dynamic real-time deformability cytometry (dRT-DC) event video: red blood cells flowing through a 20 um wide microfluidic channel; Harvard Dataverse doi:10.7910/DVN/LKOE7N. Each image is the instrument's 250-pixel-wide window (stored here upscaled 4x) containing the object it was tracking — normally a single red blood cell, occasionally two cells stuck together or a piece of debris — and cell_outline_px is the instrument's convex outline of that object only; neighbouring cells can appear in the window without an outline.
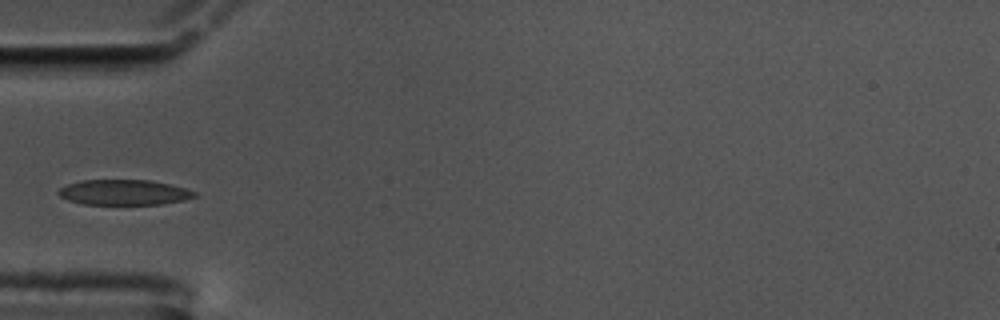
{"species": "common noctule bat (a hibernating species)", "species_latin": "Nyctalus noctula", "temperature_condition": "cold", "stored_images_in_passage": 41, "camera_frame_rate_fps": 3000, "um_per_image_px": 0.085, "animal": {"sex": "male", "body_mass_g": 17.5, "forearm_length_mm": 52.3}, "frame": {"image": 1, "passage_image": 1, "time_ms": 0.0, "image_size_px": [1000, 320], "cell_outline_px": [[196, 196], [184, 200], [160, 204], [84, 204], [68, 200], [60, 196], [56, 192], [60, 188], [68, 184], [80, 180], [148, 180], [188, 188], [196, 192]], "centroid_in_image_um": [10.53, 16.34], "position_along_channel_um": 74.5, "area_um2": 20.0}}
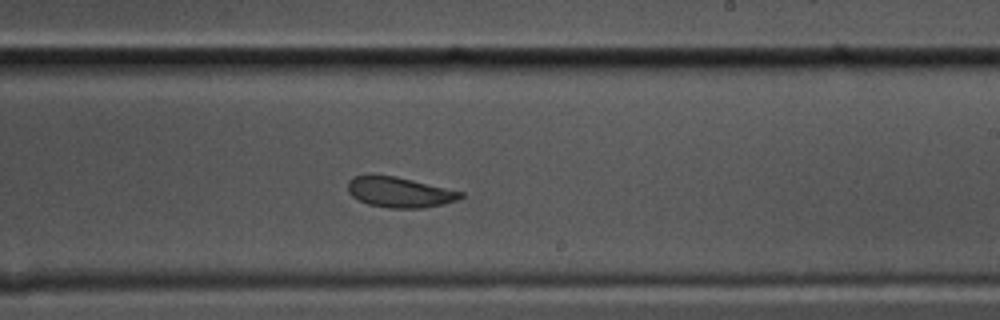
{"frame": {"image": 2, "passage_image": 17, "time_ms": 5.333, "image_size_px": [1000, 320], "cell_outline_px": [[464, 196], [456, 200], [444, 204], [424, 208], [388, 208], [368, 204], [352, 196], [348, 192], [348, 180], [352, 176], [372, 172], [396, 176], [464, 192]], "centroid_in_image_um": [33.91, 16.3], "position_along_channel_um": 255.1, "area_um2": 20.46}}
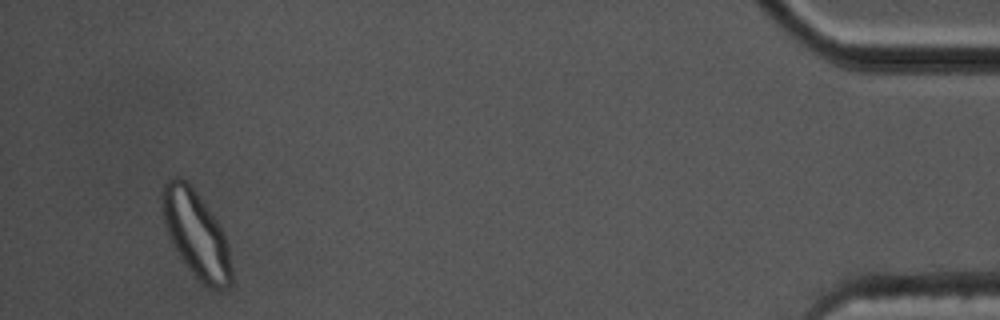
{"frame": {"image": 3, "passage_image": 38, "time_ms": 12.333, "image_size_px": [1000, 320], "cell_outline_px": [[232, 280], [228, 288], [208, 288], [184, 264], [168, 236], [164, 224], [160, 208], [160, 192], [164, 184], [172, 176], [180, 176], [192, 188], [216, 220], [228, 244], [232, 272]], "centroid_in_image_um": [16.61, 19.89], "position_along_channel_um": 418.6, "area_um2": 34.74}}